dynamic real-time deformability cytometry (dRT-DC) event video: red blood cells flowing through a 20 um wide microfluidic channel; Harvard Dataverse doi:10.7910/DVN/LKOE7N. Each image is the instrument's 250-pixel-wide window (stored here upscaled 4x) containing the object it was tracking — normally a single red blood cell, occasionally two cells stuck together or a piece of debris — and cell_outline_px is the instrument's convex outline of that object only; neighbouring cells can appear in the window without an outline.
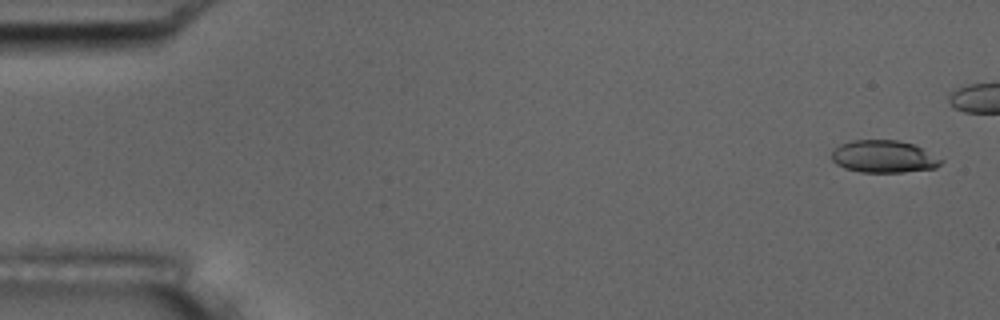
{"species": "common noctule bat (a hibernating species)", "species_latin": "Nyctalus noctula", "temperature_condition": "room temperature", "stored_images_in_passage": 5, "camera_frame_rate_fps": 3000, "um_per_image_px": 0.085, "animal": {"sex": "male", "body_mass_g": 17.5, "forearm_length_mm": 52.3}, "frame": {"image": 1, "passage_image": 1, "time_ms": 0.0, "image_size_px": [1000, 320], "cell_outline_px": [[944, 160], [936, 168], [904, 172], [860, 172], [844, 168], [836, 164], [832, 160], [832, 152], [840, 144], [852, 140], [896, 140], [912, 144]], "centroid_in_image_um": [75.09, 13.32], "position_along_channel_um": 9.9, "area_um2": 20.46}}